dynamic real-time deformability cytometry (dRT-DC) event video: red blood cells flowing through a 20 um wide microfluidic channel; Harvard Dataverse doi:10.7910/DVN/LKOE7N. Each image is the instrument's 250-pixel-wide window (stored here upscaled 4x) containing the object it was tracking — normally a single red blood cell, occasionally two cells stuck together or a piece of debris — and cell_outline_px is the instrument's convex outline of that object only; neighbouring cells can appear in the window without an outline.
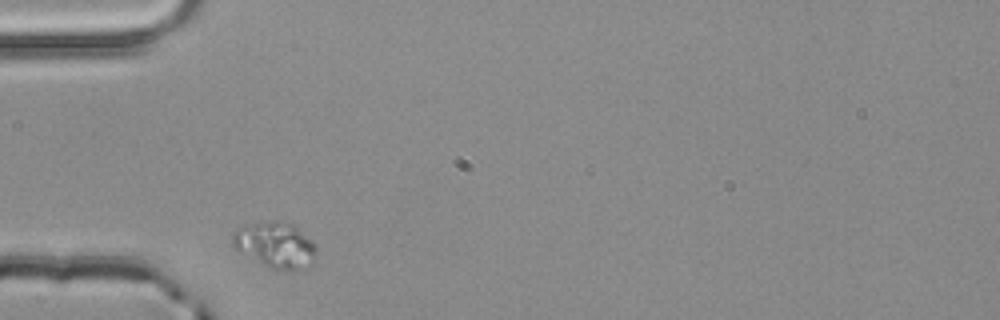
{"species": "common noctule bat (a hibernating species)", "species_latin": "Nyctalus noctula", "temperature_condition": "room temperature", "stored_images_in_passage": 1, "camera_frame_rate_fps": 3000, "um_per_image_px": 0.085, "animal": {"sex": "male", "body_mass_g": 20.4}, "frame": {"image": 1, "passage_image": 1, "time_ms": 0.0, "image_size_px": [1000, 320], "cell_outline_px": [[316, 248], [312, 264], [308, 268], [288, 272], [268, 268], [240, 252], [232, 244], [232, 232], [236, 228], [252, 224], [272, 220], [280, 220], [296, 224]], "centroid_in_image_um": [23.4, 20.84], "position_along_channel_um": 61.6, "area_um2": 22.72}}